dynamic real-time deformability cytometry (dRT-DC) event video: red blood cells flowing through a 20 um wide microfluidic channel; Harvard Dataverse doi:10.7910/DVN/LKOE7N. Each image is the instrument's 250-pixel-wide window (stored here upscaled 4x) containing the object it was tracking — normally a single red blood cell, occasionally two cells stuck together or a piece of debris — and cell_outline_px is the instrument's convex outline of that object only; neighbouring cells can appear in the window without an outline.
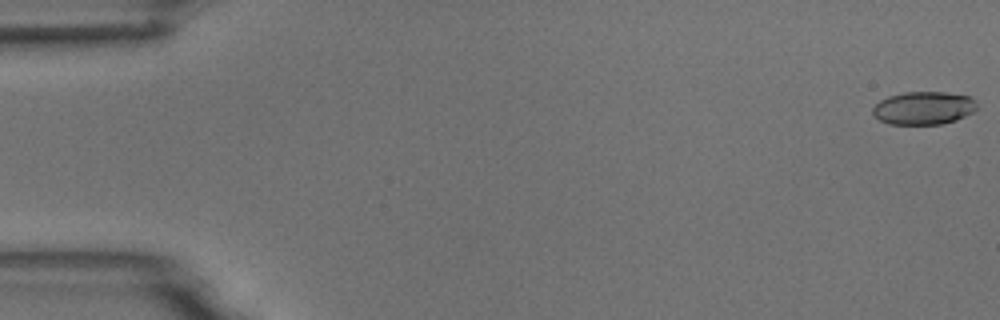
{"species": "common noctule bat (a hibernating species)", "species_latin": "Nyctalus noctula", "temperature_condition": "room temperature", "stored_images_in_passage": 5, "camera_frame_rate_fps": 3000, "um_per_image_px": 0.085, "animal": {"sex": "male", "body_mass_g": 18.8}, "frame": {"image": 1, "passage_image": 1, "time_ms": 0.0, "image_size_px": [1000, 320], "cell_outline_px": [[976, 108], [972, 112], [956, 120], [940, 124], [888, 124], [880, 120], [872, 112], [872, 108], [880, 100], [888, 96], [904, 92], [944, 92], [968, 96], [976, 104]], "centroid_in_image_um": [78.46, 9.18], "position_along_channel_um": 6.5, "area_um2": 19.83}}
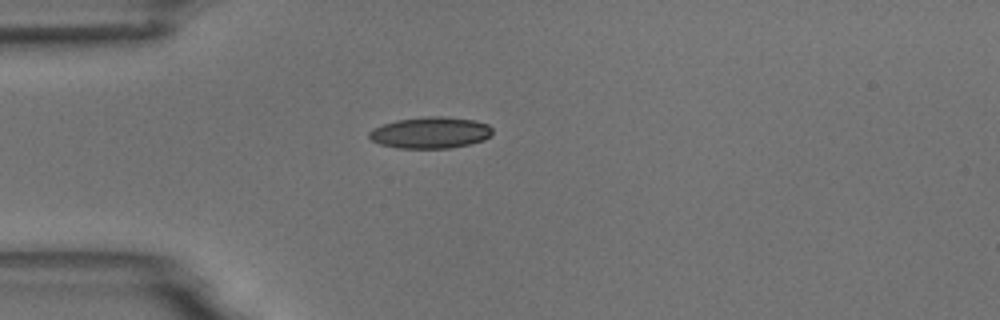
{"frame": {"image": 2, "passage_image": 5, "time_ms": 4.667, "image_size_px": [1000, 320], "cell_outline_px": [[492, 136], [484, 140], [468, 144], [448, 148], [396, 148], [380, 144], [372, 140], [368, 136], [368, 132], [372, 128], [396, 120], [424, 116], [440, 116], [476, 120], [488, 124], [492, 128]], "centroid_in_image_um": [36.59, 11.27], "position_along_channel_um": 48.4, "area_um2": 22.72}}